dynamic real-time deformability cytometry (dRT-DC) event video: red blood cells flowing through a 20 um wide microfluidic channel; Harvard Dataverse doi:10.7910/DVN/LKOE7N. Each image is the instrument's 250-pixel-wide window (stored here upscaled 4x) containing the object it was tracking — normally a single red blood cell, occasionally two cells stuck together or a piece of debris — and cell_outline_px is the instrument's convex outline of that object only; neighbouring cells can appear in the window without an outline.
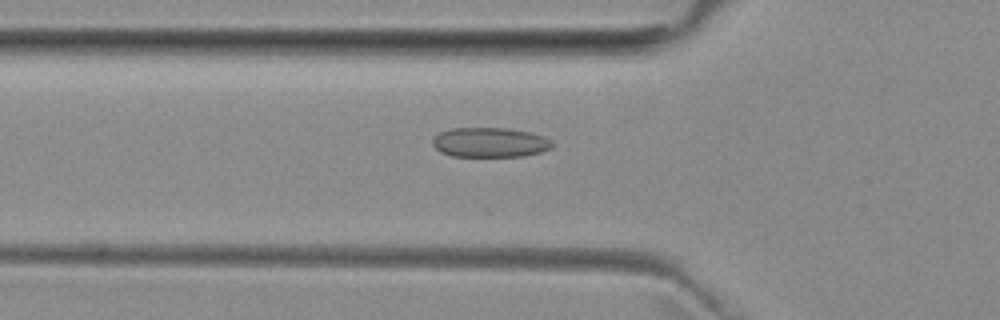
{"species": "common noctule bat (a hibernating species)", "species_latin": "Nyctalus noctula", "temperature_condition": "room temperature", "stored_images_in_passage": 38, "camera_frame_rate_fps": 3000, "um_per_image_px": 0.085, "animal": {"sex": "female", "body_mass_g": 29.2, "forearm_length_mm": 56.3}, "frame": {"image": 1, "passage_image": 6, "time_ms": 1.667, "image_size_px": [1000, 320], "cell_outline_px": [[552, 148], [540, 152], [524, 156], [452, 156], [440, 152], [432, 144], [432, 140], [440, 132], [452, 128], [504, 128], [528, 132], [544, 136], [552, 140]], "centroid_in_image_um": [41.64, 12.11], "position_along_channel_um": 84.2, "area_um2": 20.63}}
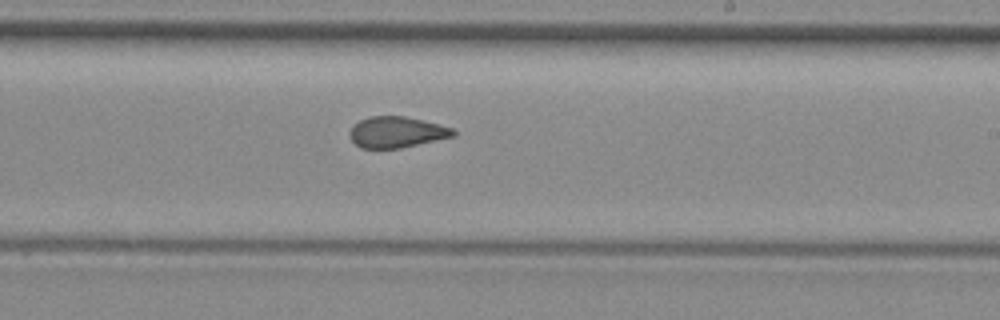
{"frame": {"image": 2, "passage_image": 19, "time_ms": 6.0, "image_size_px": [1000, 320], "cell_outline_px": [[456, 136], [400, 148], [360, 148], [352, 140], [348, 132], [352, 124], [360, 120], [372, 116], [404, 116], [424, 120], [440, 124], [452, 128], [456, 132]], "centroid_in_image_um": [33.71, 11.22], "position_along_channel_um": 255.3, "area_um2": 18.84}}
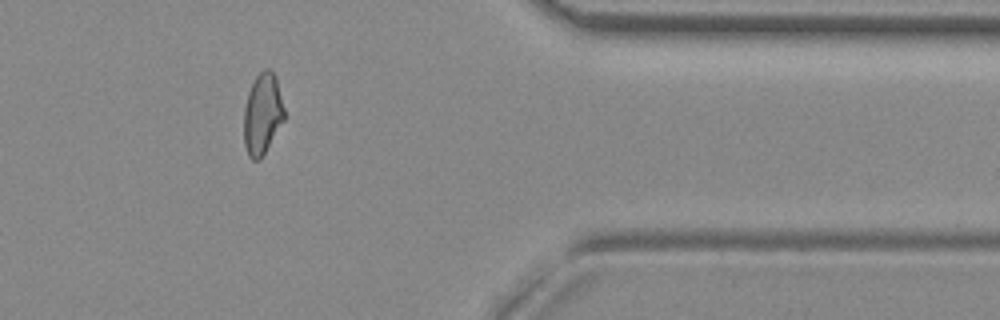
{"frame": {"image": 3, "passage_image": 31, "time_ms": 10.0, "image_size_px": [1000, 320], "cell_outline_px": [[284, 120], [260, 160], [252, 160], [248, 156], [244, 144], [244, 108], [248, 92], [256, 76], [264, 68], [268, 68], [276, 76], [284, 108]], "centroid_in_image_um": [22.3, 9.69], "position_along_channel_um": 389.1, "area_um2": 19.07}}